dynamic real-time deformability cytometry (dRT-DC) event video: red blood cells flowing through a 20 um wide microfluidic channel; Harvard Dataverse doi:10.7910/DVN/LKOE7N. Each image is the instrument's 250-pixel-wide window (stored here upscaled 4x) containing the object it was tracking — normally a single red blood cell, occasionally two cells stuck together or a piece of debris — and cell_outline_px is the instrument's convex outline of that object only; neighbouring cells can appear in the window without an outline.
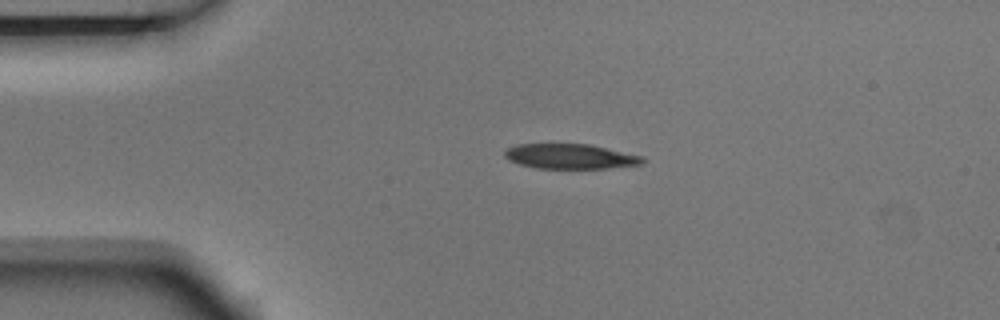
{"species": "Egyptian fruit bat (a non-hibernating species)", "species_latin": "Rousettus aegyptiacus", "temperature_condition": "room temperature", "stored_images_in_passage": 3, "camera_frame_rate_fps": 3000, "um_per_image_px": 0.085, "animal": {"sex": "male"}, "frame": {"image": 1, "passage_image": 2, "time_ms": 0.333, "image_size_px": [1000, 320], "cell_outline_px": [[644, 164], [608, 168], [536, 168], [520, 164], [508, 160], [504, 156], [504, 152], [508, 148], [516, 144], [588, 144], [644, 156]], "centroid_in_image_um": [48.48, 13.29], "position_along_channel_um": 36.5, "area_um2": 20.0}}